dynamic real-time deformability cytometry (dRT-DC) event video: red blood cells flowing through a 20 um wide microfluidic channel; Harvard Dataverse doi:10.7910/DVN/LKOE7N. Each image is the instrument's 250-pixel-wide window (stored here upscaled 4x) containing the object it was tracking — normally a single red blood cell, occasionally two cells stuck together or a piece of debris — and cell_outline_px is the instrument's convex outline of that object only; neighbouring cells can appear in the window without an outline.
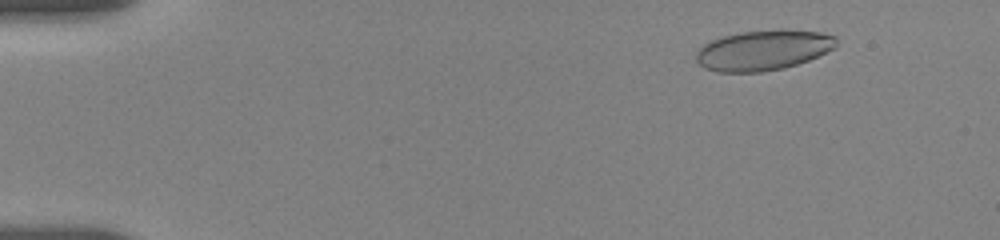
{"species": "human", "species_latin": "Homo sapiens", "temperature_condition": "room temperature", "stored_images_in_passage": 22, "camera_frame_rate_fps": 3000, "um_per_image_px": 0.085, "donor": {"sex": "female"}, "frame": {"image": 1, "passage_image": 10, "time_ms": 2.0, "image_size_px": [1000, 240], "cell_outline_px": [[836, 48], [808, 60], [784, 68], [760, 72], [716, 72], [704, 68], [696, 60], [696, 52], [704, 44], [712, 40], [724, 36], [740, 32], [784, 28], [820, 32], [836, 36]], "centroid_in_image_um": [64.89, 4.25], "position_along_channel_um": 20.1, "area_um2": 33.12}}
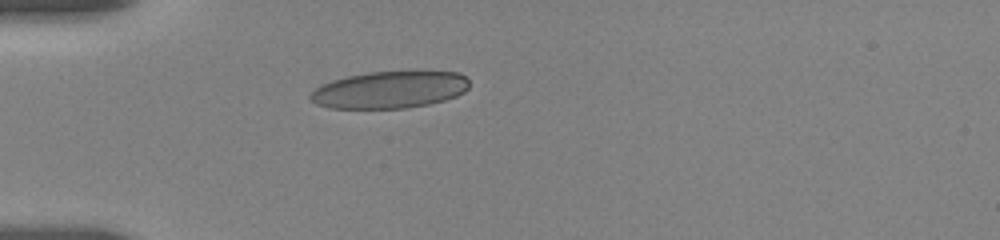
{"frame": {"image": 2, "passage_image": 22, "time_ms": 5.333, "image_size_px": [1000, 240], "cell_outline_px": [[468, 88], [464, 92], [456, 96], [444, 100], [428, 104], [408, 108], [328, 108], [316, 104], [308, 96], [316, 88], [332, 80], [348, 76], [368, 72], [460, 72], [468, 80]], "centroid_in_image_um": [33.12, 7.64], "position_along_channel_um": 51.9, "area_um2": 34.04}}